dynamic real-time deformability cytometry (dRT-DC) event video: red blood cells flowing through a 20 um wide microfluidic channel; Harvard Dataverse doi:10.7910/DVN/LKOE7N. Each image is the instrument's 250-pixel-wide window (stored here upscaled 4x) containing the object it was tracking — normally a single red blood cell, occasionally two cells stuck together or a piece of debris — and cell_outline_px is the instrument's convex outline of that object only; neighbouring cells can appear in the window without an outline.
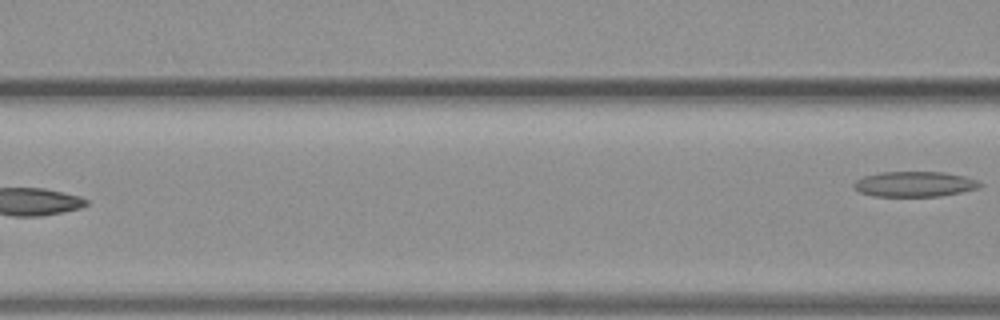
{"species": "common noctule bat (a hibernating species)", "species_latin": "Nyctalus noctula", "temperature_condition": "warm", "stored_images_in_passage": 5, "camera_frame_rate_fps": 3000, "um_per_image_px": 0.085, "animal": {"sex": "female", "body_mass_g": 19.3, "forearm_length_mm": 54.1}, "frame": {"image": 1, "passage_image": 5, "time_ms": 1.333, "image_size_px": [1000, 320], "cell_outline_px": [[984, 184], [976, 188], [960, 192], [940, 196], [872, 196], [860, 192], [852, 184], [856, 180], [864, 176], [880, 172], [944, 172], [964, 176], [976, 180]], "centroid_in_image_um": [77.72, 15.64], "position_along_channel_um": 88.9, "area_um2": 18.44}}